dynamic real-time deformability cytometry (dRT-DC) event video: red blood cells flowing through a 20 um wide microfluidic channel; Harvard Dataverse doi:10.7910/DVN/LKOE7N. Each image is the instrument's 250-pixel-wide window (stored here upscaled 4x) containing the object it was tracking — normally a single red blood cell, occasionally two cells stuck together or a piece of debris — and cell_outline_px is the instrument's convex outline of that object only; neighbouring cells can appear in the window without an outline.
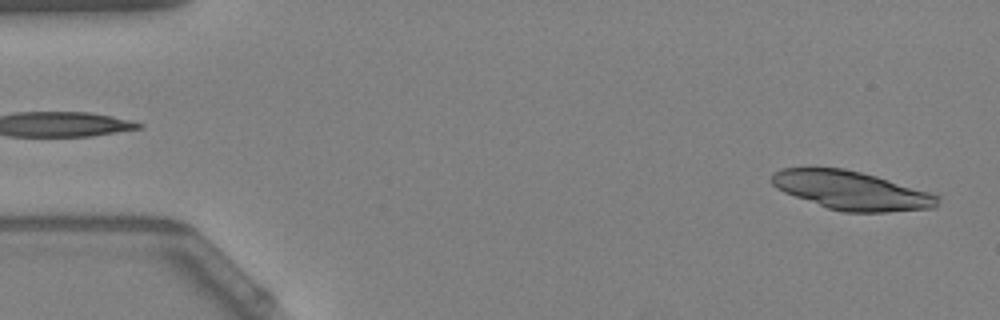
{"species": "Egyptian fruit bat (a non-hibernating species)", "species_latin": "Rousettus aegyptiacus", "temperature_condition": "warm", "stored_images_in_passage": 52, "camera_frame_rate_fps": 3000, "um_per_image_px": 0.085, "animal": {"sex": "female"}, "frame": {"image": 1, "passage_image": 2, "time_ms": 0.333, "image_size_px": [1000, 320], "cell_outline_px": [[940, 200], [936, 208], [888, 212], [844, 212], [828, 208], [784, 192], [776, 188], [772, 184], [772, 172], [784, 168], [844, 168], [876, 176], [928, 192], [940, 196]], "centroid_in_image_um": [72.38, 16.2], "position_along_channel_um": 12.6, "area_um2": 37.05}}
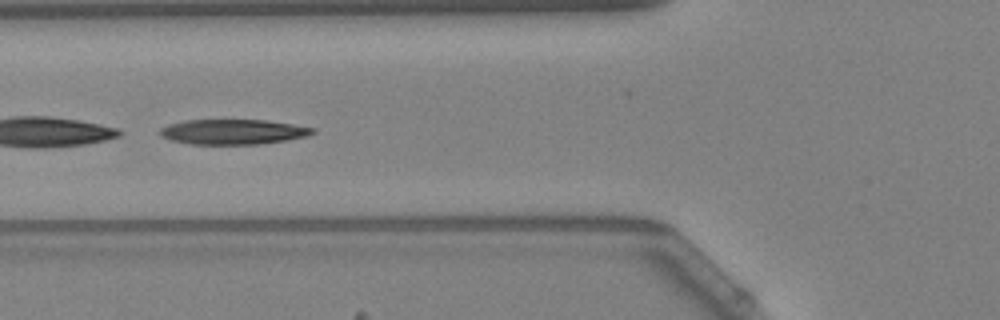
{"frame": {"image": 2, "passage_image": 20, "time_ms": 6.333, "image_size_px": [1000, 320], "cell_outline_px": [[316, 132], [308, 136], [288, 140], [260, 144], [188, 144], [172, 140], [160, 136], [160, 128], [168, 124], [184, 120], [264, 120], [292, 124], [316, 128]], "centroid_in_image_um": [19.82, 11.2], "position_along_channel_um": 106.0, "area_um2": 22.43}, "authors_computed_cell_mechanics": {"area_um2": 24.3916, "velocity_mm_per_s": 3.7679, "shape_relaxation_time_tau1_ms": 6.105, "shape_relaxation_time_tau2_ms": 2.6638, "deformation_change_tau1": 0.2177, "deformation_change_tau2": 0.0937}}